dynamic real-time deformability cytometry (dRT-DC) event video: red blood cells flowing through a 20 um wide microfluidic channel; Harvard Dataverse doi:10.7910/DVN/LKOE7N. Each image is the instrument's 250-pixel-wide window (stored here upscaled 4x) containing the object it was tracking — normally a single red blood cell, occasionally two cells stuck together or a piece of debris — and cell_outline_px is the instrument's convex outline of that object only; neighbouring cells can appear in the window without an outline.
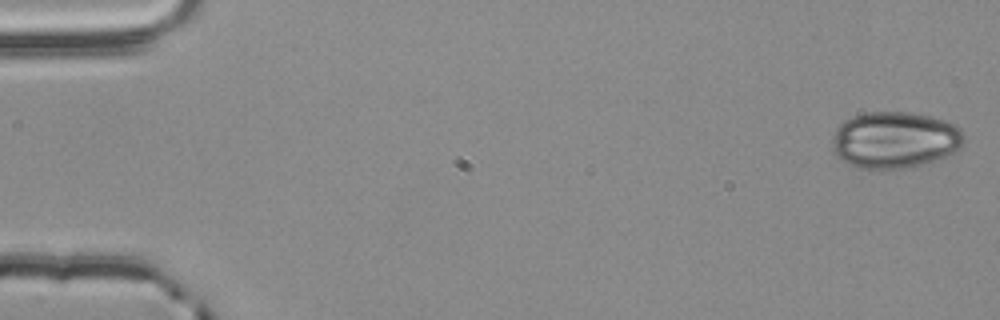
{"species": "common noctule bat (a hibernating species)", "species_latin": "Nyctalus noctula", "temperature_condition": "room temperature", "stored_images_in_passage": 55, "camera_frame_rate_fps": 3000, "um_per_image_px": 0.085, "animal": {"sex": "male", "body_mass_g": 20.4}, "frame": {"image": 1, "passage_image": 1, "time_ms": 0.0, "image_size_px": [1000, 320], "cell_outline_px": [[964, 140], [960, 148], [944, 156], [924, 164], [904, 168], [860, 168], [848, 164], [836, 156], [832, 152], [832, 140], [836, 128], [844, 120], [852, 116], [868, 112], [908, 112], [928, 116], [944, 120], [956, 124], [960, 128], [964, 136]], "centroid_in_image_um": [76.03, 11.88], "position_along_channel_um": 9.0, "area_um2": 43.41}}
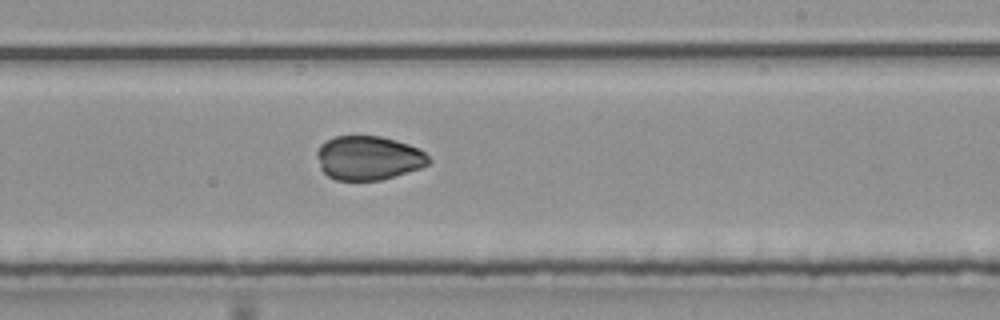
{"frame": {"image": 2, "passage_image": 33, "time_ms": 10.667, "image_size_px": [1000, 320], "cell_outline_px": [[432, 160], [428, 164], [420, 168], [380, 180], [336, 180], [328, 176], [320, 168], [316, 156], [316, 152], [320, 144], [324, 140], [336, 136], [380, 136], [396, 140], [420, 148]], "centroid_in_image_um": [31.29, 13.41], "position_along_channel_um": 257.7, "area_um2": 28.84}}
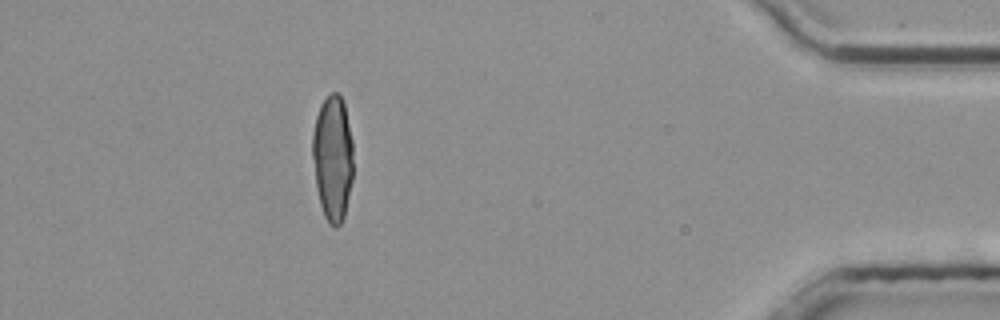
{"frame": {"image": 3, "passage_image": 49, "time_ms": 16.0, "image_size_px": [1000, 320], "cell_outline_px": [[352, 180], [344, 216], [340, 224], [336, 228], [328, 224], [324, 216], [320, 204], [316, 188], [312, 156], [312, 136], [316, 116], [320, 104], [332, 92], [340, 92], [344, 104], [352, 140]], "centroid_in_image_um": [28.27, 13.43], "position_along_channel_um": 406.9, "area_um2": 29.94}}